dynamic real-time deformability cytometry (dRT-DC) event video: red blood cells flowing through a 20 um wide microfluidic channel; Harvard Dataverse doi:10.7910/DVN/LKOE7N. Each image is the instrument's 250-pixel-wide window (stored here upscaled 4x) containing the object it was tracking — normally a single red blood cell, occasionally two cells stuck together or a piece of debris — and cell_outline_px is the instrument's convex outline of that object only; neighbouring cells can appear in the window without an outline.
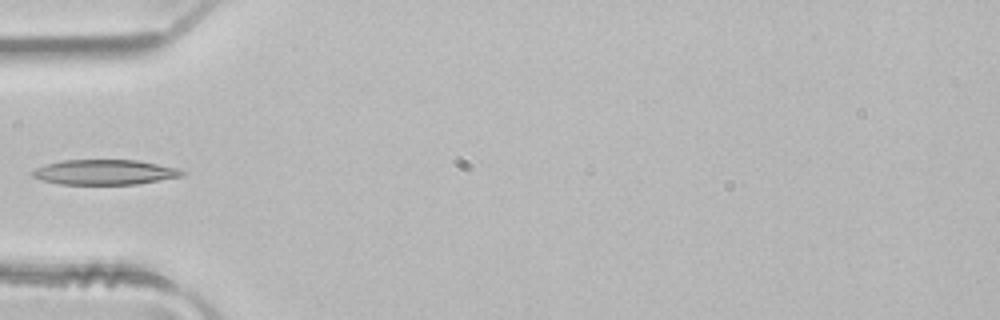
{"species": "common noctule bat (a hibernating species)", "species_latin": "Nyctalus noctula", "temperature_condition": "room temperature", "stored_images_in_passage": 4, "camera_frame_rate_fps": 3000, "um_per_image_px": 0.085, "animal": {"sex": "male", "body_mass_g": 21.5, "forearm_length_mm": 52.0}, "frame": {"image": 1, "passage_image": 4, "time_ms": 1.0, "image_size_px": [1000, 320], "cell_outline_px": [[188, 172], [184, 176], [136, 184], [60, 184], [44, 180], [32, 176], [32, 172], [36, 168], [44, 164], [64, 160], [136, 160], [180, 168]], "centroid_in_image_um": [8.96, 14.63], "position_along_channel_um": 76.0, "area_um2": 21.85}}